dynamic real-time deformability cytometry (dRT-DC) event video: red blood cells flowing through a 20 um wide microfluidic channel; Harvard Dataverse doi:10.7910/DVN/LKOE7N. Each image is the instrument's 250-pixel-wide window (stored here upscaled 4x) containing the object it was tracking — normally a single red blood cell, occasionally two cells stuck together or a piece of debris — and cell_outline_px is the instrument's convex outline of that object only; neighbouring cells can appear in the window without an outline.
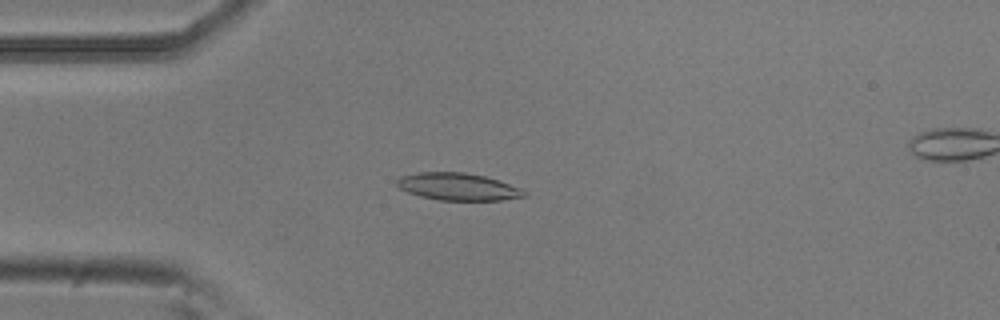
{"species": "common noctule bat (a hibernating species)", "species_latin": "Nyctalus noctula", "temperature_condition": "room temperature", "stored_images_in_passage": 43, "camera_frame_rate_fps": 3000, "um_per_image_px": 0.085, "animal": {"sex": "male", "body_mass_g": 20.5, "forearm_length_mm": 52.5}, "frame": {"image": 1, "passage_image": 5, "time_ms": 1.333, "image_size_px": [1000, 320], "cell_outline_px": [[528, 196], [500, 200], [436, 200], [420, 196], [408, 192], [400, 188], [396, 184], [396, 180], [400, 176], [420, 172], [464, 172], [484, 176], [520, 188], [528, 192]], "centroid_in_image_um": [38.91, 15.87], "position_along_channel_um": 46.1, "area_um2": 20.17}}
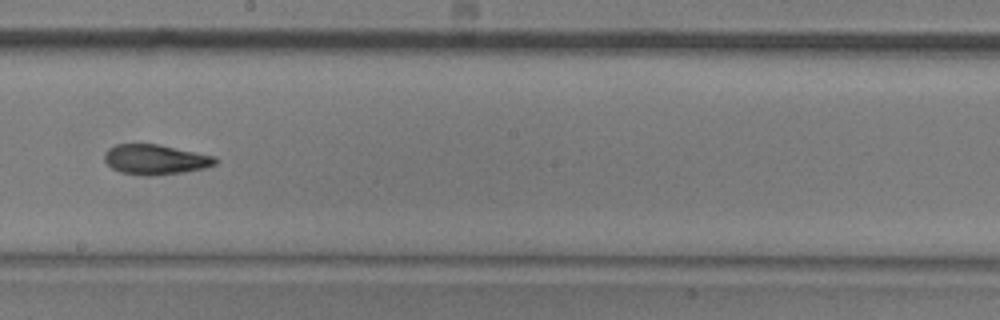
{"frame": {"image": 2, "passage_image": 21, "time_ms": 6.667, "image_size_px": [1000, 320], "cell_outline_px": [[220, 160], [216, 164], [204, 168], [184, 172], [152, 176], [144, 176], [120, 172], [112, 168], [104, 160], [104, 152], [108, 148], [116, 144], [160, 144], [216, 156]], "centroid_in_image_um": [13.23, 13.55], "position_along_channel_um": 235.0, "area_um2": 19.71}}
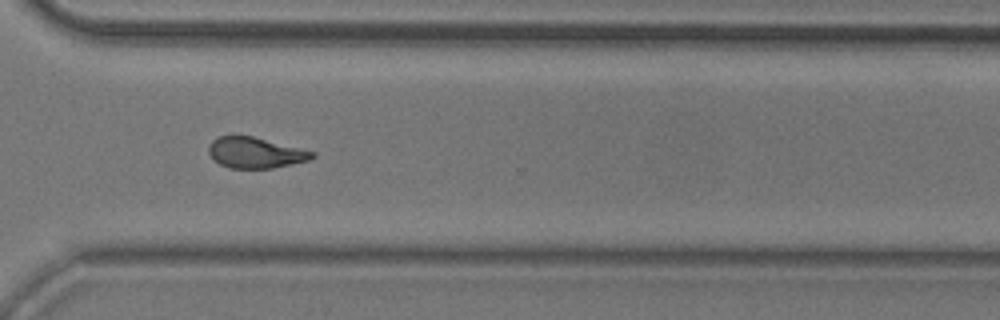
{"frame": {"image": 3, "passage_image": 30, "time_ms": 9.667, "image_size_px": [1000, 320], "cell_outline_px": [[316, 156], [308, 160], [292, 164], [272, 168], [228, 168], [220, 164], [208, 152], [208, 144], [212, 140], [220, 136], [236, 132], [316, 152]], "centroid_in_image_um": [21.67, 12.94], "position_along_channel_um": 348.9, "area_um2": 18.9}, "authors_computed_cell_mechanics": {"area_um2": 19.2474, "velocity_mm_per_s": 3.8068, "shape_relaxation_time_tau1_ms": 3.8261, "shape_relaxation_time_tau2_ms": 2.4675, "deformation_change_tau1": 0.1463, "deformation_change_tau2": 0.0979}}